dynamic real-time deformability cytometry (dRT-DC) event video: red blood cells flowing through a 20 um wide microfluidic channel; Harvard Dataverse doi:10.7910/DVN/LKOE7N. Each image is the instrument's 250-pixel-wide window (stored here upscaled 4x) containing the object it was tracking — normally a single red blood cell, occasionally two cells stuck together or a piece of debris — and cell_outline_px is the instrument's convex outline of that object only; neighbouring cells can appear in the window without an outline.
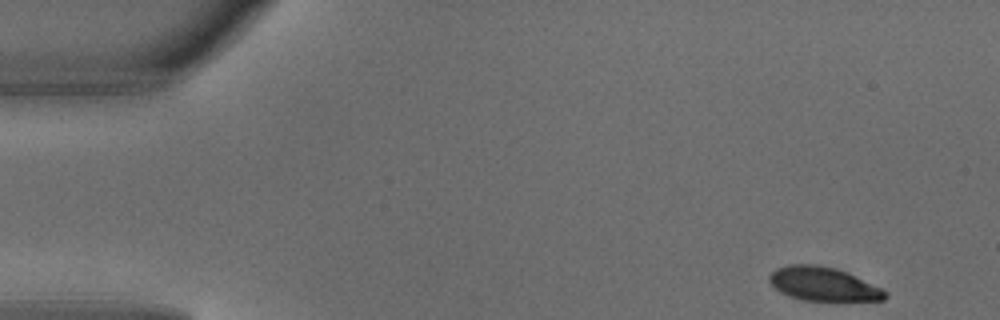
{"species": "common noctule bat (a hibernating species)", "species_latin": "Nyctalus noctula", "temperature_condition": "warm", "stored_images_in_passage": 5, "segment_of_instrument_passage": [1, 2], "camera_frame_rate_fps": 3000, "um_per_image_px": 0.085, "animal": {"sex": "male", "body_mass_g": 18.8}, "frame": {"image": 1, "passage_image": 1, "time_ms": 0.0, "image_size_px": [1000, 320], "cell_outline_px": [[888, 296], [884, 300], [836, 304], [804, 300], [788, 296], [780, 292], [768, 280], [768, 276], [776, 268], [788, 264], [816, 264], [836, 268], [848, 272], [888, 292]], "centroid_in_image_um": [70.03, 24.2], "position_along_channel_um": 15.0, "area_um2": 23.87}}